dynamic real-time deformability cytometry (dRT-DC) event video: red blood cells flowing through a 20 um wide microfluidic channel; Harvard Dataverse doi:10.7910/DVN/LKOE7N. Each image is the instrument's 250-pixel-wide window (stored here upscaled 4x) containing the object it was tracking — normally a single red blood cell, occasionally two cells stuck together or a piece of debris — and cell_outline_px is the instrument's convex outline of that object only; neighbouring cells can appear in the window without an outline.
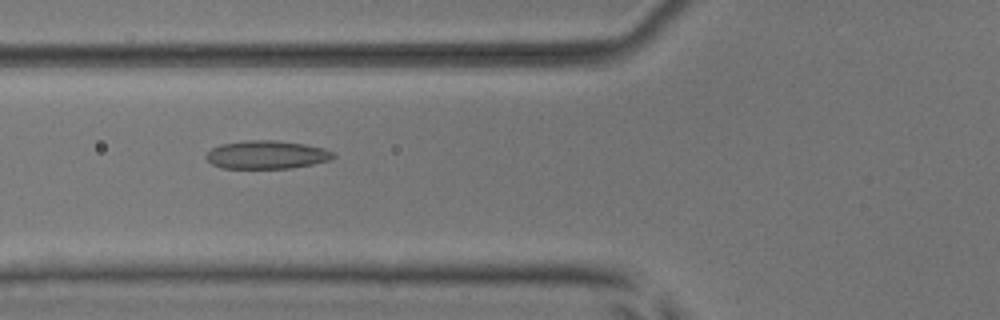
{"species": "common noctule bat (a hibernating species)", "species_latin": "Nyctalus noctula", "temperature_condition": "room temperature", "stored_images_in_passage": 4, "camera_frame_rate_fps": 3000, "um_per_image_px": 0.085, "animal": {"sex": "male", "body_mass_g": 17.9, "forearm_length_mm": 54.2}, "frame": {"image": 1, "passage_image": 2, "time_ms": 1.0, "image_size_px": [1000, 320], "cell_outline_px": [[336, 156], [332, 160], [292, 168], [220, 168], [212, 164], [204, 156], [212, 148], [220, 144], [244, 140], [276, 140], [304, 144], [324, 148], [332, 152]], "centroid_in_image_um": [22.66, 13.15], "position_along_channel_um": 103.1, "area_um2": 21.04}}
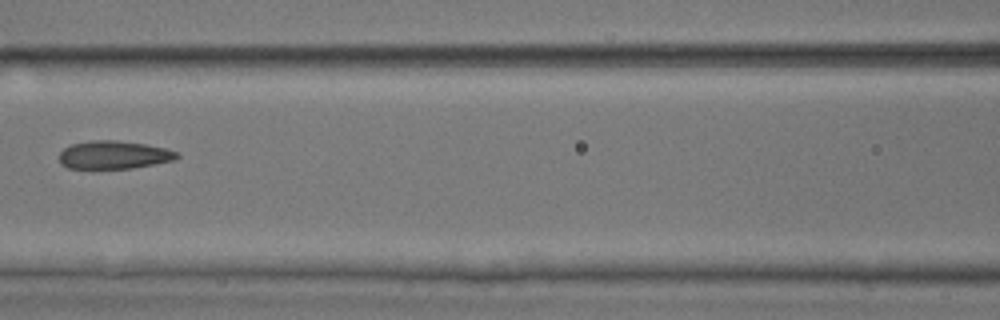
{"frame": {"image": 2, "passage_image": 3, "time_ms": 2.333, "image_size_px": [1000, 320], "cell_outline_px": [[180, 156], [176, 160], [132, 168], [68, 168], [60, 164], [60, 152], [64, 148], [72, 144], [92, 140], [116, 140], [144, 144], [164, 148], [176, 152]], "centroid_in_image_um": [9.67, 13.16], "position_along_channel_um": 156.9, "area_um2": 19.13}}
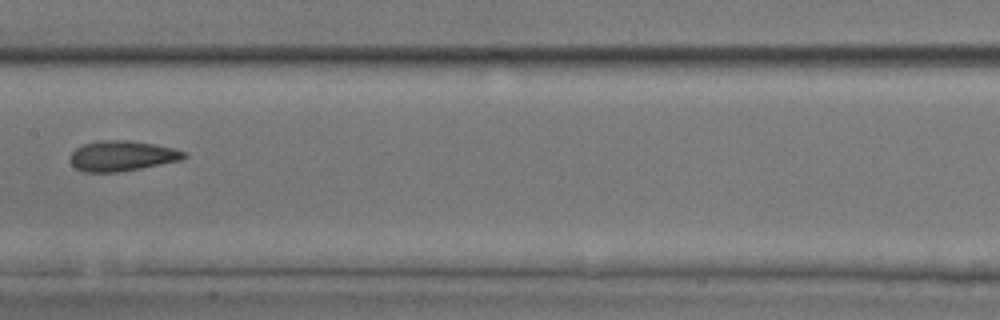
{"frame": {"image": 3, "passage_image": 4, "time_ms": 3.333, "image_size_px": [1000, 320], "cell_outline_px": [[188, 156], [180, 160], [140, 168], [116, 172], [84, 172], [76, 168], [72, 164], [72, 152], [76, 148], [84, 144], [100, 140], [128, 140], [152, 144], [172, 148], [188, 152]], "centroid_in_image_um": [10.39, 13.25], "position_along_channel_um": 197.0, "area_um2": 19.83}}